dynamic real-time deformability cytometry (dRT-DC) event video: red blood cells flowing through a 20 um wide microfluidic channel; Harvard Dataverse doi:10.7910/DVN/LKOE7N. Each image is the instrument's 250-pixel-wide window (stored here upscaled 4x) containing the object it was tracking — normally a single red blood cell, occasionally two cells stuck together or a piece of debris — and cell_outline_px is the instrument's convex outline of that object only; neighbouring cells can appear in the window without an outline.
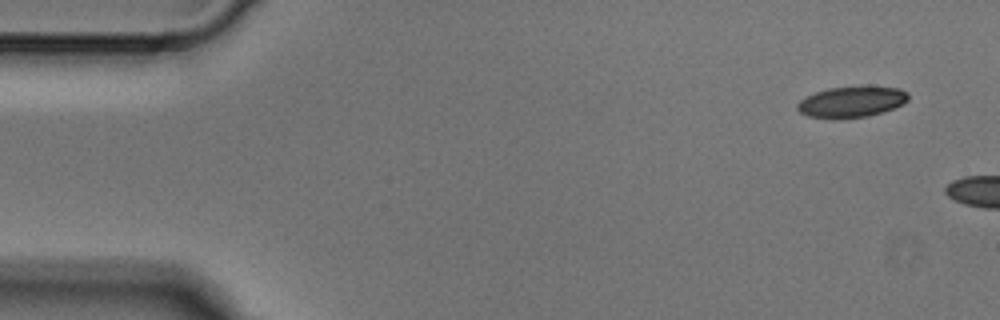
{"species": "Egyptian fruit bat (a non-hibernating species)", "species_latin": "Rousettus aegyptiacus", "temperature_condition": "cold", "stored_images_in_passage": 8, "camera_frame_rate_fps": 3000, "um_per_image_px": 0.085, "animal": {"sex": "male"}, "frame": {"image": 1, "passage_image": 1, "time_ms": 0.0, "image_size_px": [1000, 320], "cell_outline_px": [[908, 100], [904, 104], [884, 112], [868, 116], [832, 120], [808, 116], [800, 112], [796, 108], [796, 104], [800, 100], [816, 92], [828, 88], [868, 84], [900, 88], [908, 92]], "centroid_in_image_um": [72.42, 8.64], "position_along_channel_um": 12.6, "area_um2": 20.87}}
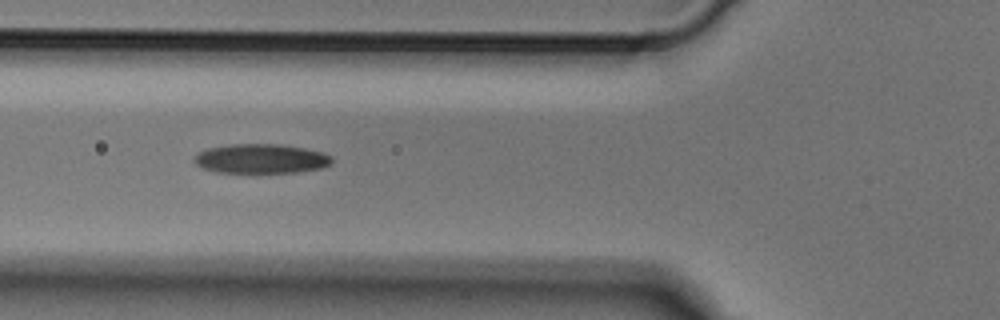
{"frame": {"image": 2, "passage_image": 6, "time_ms": 1.667, "image_size_px": [1000, 320], "cell_outline_px": [[332, 164], [320, 168], [296, 172], [216, 172], [204, 168], [196, 164], [192, 160], [200, 152], [208, 148], [228, 144], [284, 144], [324, 152], [332, 156]], "centroid_in_image_um": [22.22, 13.48], "position_along_channel_um": 103.6, "area_um2": 23.58}}
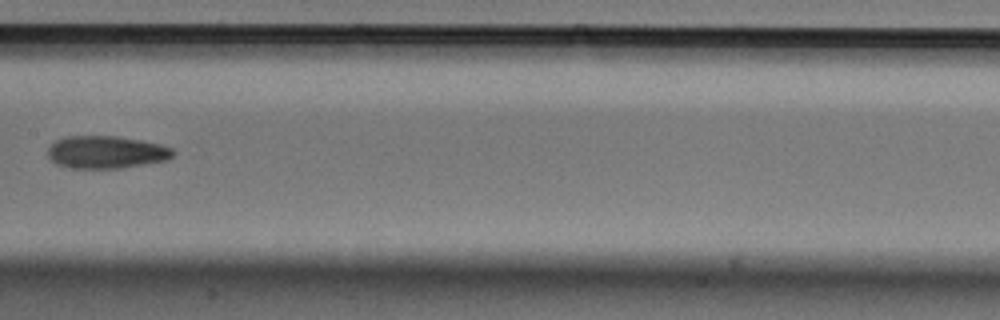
{"frame": {"image": 3, "passage_image": 8, "time_ms": 2.333, "image_size_px": [1000, 320], "cell_outline_px": [[176, 152], [168, 160], [120, 168], [68, 168], [56, 164], [48, 156], [48, 148], [56, 140], [64, 136], [116, 136], [144, 140], [160, 144], [172, 148]], "centroid_in_image_um": [9.04, 12.93], "position_along_channel_um": 198.4, "area_um2": 23.93}}